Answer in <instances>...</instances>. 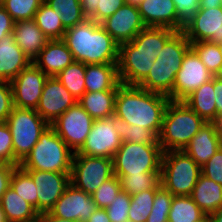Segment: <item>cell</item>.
Returning <instances> with one entry per match:
<instances>
[{
  "label": "cell",
  "instance_id": "obj_36",
  "mask_svg": "<svg viewBox=\"0 0 222 222\" xmlns=\"http://www.w3.org/2000/svg\"><path fill=\"white\" fill-rule=\"evenodd\" d=\"M121 184V191L133 196L142 191L158 189L160 184V172H143L136 175H125L118 178Z\"/></svg>",
  "mask_w": 222,
  "mask_h": 222
},
{
  "label": "cell",
  "instance_id": "obj_37",
  "mask_svg": "<svg viewBox=\"0 0 222 222\" xmlns=\"http://www.w3.org/2000/svg\"><path fill=\"white\" fill-rule=\"evenodd\" d=\"M10 187L13 188L25 201L29 202L38 212L36 185L31 175L21 166H16L14 168L10 180Z\"/></svg>",
  "mask_w": 222,
  "mask_h": 222
},
{
  "label": "cell",
  "instance_id": "obj_38",
  "mask_svg": "<svg viewBox=\"0 0 222 222\" xmlns=\"http://www.w3.org/2000/svg\"><path fill=\"white\" fill-rule=\"evenodd\" d=\"M44 1L48 3V5H50L55 12L60 14V19L65 29L72 28L76 24L86 19L82 14L80 0Z\"/></svg>",
  "mask_w": 222,
  "mask_h": 222
},
{
  "label": "cell",
  "instance_id": "obj_56",
  "mask_svg": "<svg viewBox=\"0 0 222 222\" xmlns=\"http://www.w3.org/2000/svg\"><path fill=\"white\" fill-rule=\"evenodd\" d=\"M221 5L220 0H199L200 9L216 8Z\"/></svg>",
  "mask_w": 222,
  "mask_h": 222
},
{
  "label": "cell",
  "instance_id": "obj_39",
  "mask_svg": "<svg viewBox=\"0 0 222 222\" xmlns=\"http://www.w3.org/2000/svg\"><path fill=\"white\" fill-rule=\"evenodd\" d=\"M157 189L142 191L131 196V205L128 212L129 222H146L152 210Z\"/></svg>",
  "mask_w": 222,
  "mask_h": 222
},
{
  "label": "cell",
  "instance_id": "obj_23",
  "mask_svg": "<svg viewBox=\"0 0 222 222\" xmlns=\"http://www.w3.org/2000/svg\"><path fill=\"white\" fill-rule=\"evenodd\" d=\"M31 60L15 43L13 34L0 40V80L11 82Z\"/></svg>",
  "mask_w": 222,
  "mask_h": 222
},
{
  "label": "cell",
  "instance_id": "obj_49",
  "mask_svg": "<svg viewBox=\"0 0 222 222\" xmlns=\"http://www.w3.org/2000/svg\"><path fill=\"white\" fill-rule=\"evenodd\" d=\"M124 4L125 0H99L96 11V22L101 24Z\"/></svg>",
  "mask_w": 222,
  "mask_h": 222
},
{
  "label": "cell",
  "instance_id": "obj_59",
  "mask_svg": "<svg viewBox=\"0 0 222 222\" xmlns=\"http://www.w3.org/2000/svg\"><path fill=\"white\" fill-rule=\"evenodd\" d=\"M143 0H125V4H130L132 6H138Z\"/></svg>",
  "mask_w": 222,
  "mask_h": 222
},
{
  "label": "cell",
  "instance_id": "obj_3",
  "mask_svg": "<svg viewBox=\"0 0 222 222\" xmlns=\"http://www.w3.org/2000/svg\"><path fill=\"white\" fill-rule=\"evenodd\" d=\"M205 122L184 101L170 100L159 134L162 151L183 150Z\"/></svg>",
  "mask_w": 222,
  "mask_h": 222
},
{
  "label": "cell",
  "instance_id": "obj_53",
  "mask_svg": "<svg viewBox=\"0 0 222 222\" xmlns=\"http://www.w3.org/2000/svg\"><path fill=\"white\" fill-rule=\"evenodd\" d=\"M214 98L217 110V121L222 115V81L214 77Z\"/></svg>",
  "mask_w": 222,
  "mask_h": 222
},
{
  "label": "cell",
  "instance_id": "obj_58",
  "mask_svg": "<svg viewBox=\"0 0 222 222\" xmlns=\"http://www.w3.org/2000/svg\"><path fill=\"white\" fill-rule=\"evenodd\" d=\"M208 220L210 222H222V208L213 212L209 217Z\"/></svg>",
  "mask_w": 222,
  "mask_h": 222
},
{
  "label": "cell",
  "instance_id": "obj_11",
  "mask_svg": "<svg viewBox=\"0 0 222 222\" xmlns=\"http://www.w3.org/2000/svg\"><path fill=\"white\" fill-rule=\"evenodd\" d=\"M48 77L33 62L24 68L10 82L14 107L36 110Z\"/></svg>",
  "mask_w": 222,
  "mask_h": 222
},
{
  "label": "cell",
  "instance_id": "obj_14",
  "mask_svg": "<svg viewBox=\"0 0 222 222\" xmlns=\"http://www.w3.org/2000/svg\"><path fill=\"white\" fill-rule=\"evenodd\" d=\"M96 209L91 195L70 183L48 213L60 219L85 222Z\"/></svg>",
  "mask_w": 222,
  "mask_h": 222
},
{
  "label": "cell",
  "instance_id": "obj_55",
  "mask_svg": "<svg viewBox=\"0 0 222 222\" xmlns=\"http://www.w3.org/2000/svg\"><path fill=\"white\" fill-rule=\"evenodd\" d=\"M38 220L40 222H76L74 220L60 219V218L51 216L48 212L39 214Z\"/></svg>",
  "mask_w": 222,
  "mask_h": 222
},
{
  "label": "cell",
  "instance_id": "obj_61",
  "mask_svg": "<svg viewBox=\"0 0 222 222\" xmlns=\"http://www.w3.org/2000/svg\"><path fill=\"white\" fill-rule=\"evenodd\" d=\"M217 125L219 127L220 135H222V115L219 117V119L217 121Z\"/></svg>",
  "mask_w": 222,
  "mask_h": 222
},
{
  "label": "cell",
  "instance_id": "obj_32",
  "mask_svg": "<svg viewBox=\"0 0 222 222\" xmlns=\"http://www.w3.org/2000/svg\"><path fill=\"white\" fill-rule=\"evenodd\" d=\"M109 118L113 121L114 128L117 130L122 142L160 145L159 136L153 130L141 125H129L115 114Z\"/></svg>",
  "mask_w": 222,
  "mask_h": 222
},
{
  "label": "cell",
  "instance_id": "obj_13",
  "mask_svg": "<svg viewBox=\"0 0 222 222\" xmlns=\"http://www.w3.org/2000/svg\"><path fill=\"white\" fill-rule=\"evenodd\" d=\"M121 145L122 139L110 118L94 119L90 133L77 153L112 159Z\"/></svg>",
  "mask_w": 222,
  "mask_h": 222
},
{
  "label": "cell",
  "instance_id": "obj_31",
  "mask_svg": "<svg viewBox=\"0 0 222 222\" xmlns=\"http://www.w3.org/2000/svg\"><path fill=\"white\" fill-rule=\"evenodd\" d=\"M208 216L190 196H173L168 222H206Z\"/></svg>",
  "mask_w": 222,
  "mask_h": 222
},
{
  "label": "cell",
  "instance_id": "obj_26",
  "mask_svg": "<svg viewBox=\"0 0 222 222\" xmlns=\"http://www.w3.org/2000/svg\"><path fill=\"white\" fill-rule=\"evenodd\" d=\"M190 197L209 217L222 208V185L201 174Z\"/></svg>",
  "mask_w": 222,
  "mask_h": 222
},
{
  "label": "cell",
  "instance_id": "obj_34",
  "mask_svg": "<svg viewBox=\"0 0 222 222\" xmlns=\"http://www.w3.org/2000/svg\"><path fill=\"white\" fill-rule=\"evenodd\" d=\"M34 20L49 40L63 38L66 29L61 22L60 14L55 12L45 1L41 3L38 11L35 13Z\"/></svg>",
  "mask_w": 222,
  "mask_h": 222
},
{
  "label": "cell",
  "instance_id": "obj_43",
  "mask_svg": "<svg viewBox=\"0 0 222 222\" xmlns=\"http://www.w3.org/2000/svg\"><path fill=\"white\" fill-rule=\"evenodd\" d=\"M131 205V196L120 191L113 202L105 208L111 222H129L128 212Z\"/></svg>",
  "mask_w": 222,
  "mask_h": 222
},
{
  "label": "cell",
  "instance_id": "obj_57",
  "mask_svg": "<svg viewBox=\"0 0 222 222\" xmlns=\"http://www.w3.org/2000/svg\"><path fill=\"white\" fill-rule=\"evenodd\" d=\"M168 216L150 213L146 222H168Z\"/></svg>",
  "mask_w": 222,
  "mask_h": 222
},
{
  "label": "cell",
  "instance_id": "obj_29",
  "mask_svg": "<svg viewBox=\"0 0 222 222\" xmlns=\"http://www.w3.org/2000/svg\"><path fill=\"white\" fill-rule=\"evenodd\" d=\"M184 102L206 122H217L214 77L191 93Z\"/></svg>",
  "mask_w": 222,
  "mask_h": 222
},
{
  "label": "cell",
  "instance_id": "obj_35",
  "mask_svg": "<svg viewBox=\"0 0 222 222\" xmlns=\"http://www.w3.org/2000/svg\"><path fill=\"white\" fill-rule=\"evenodd\" d=\"M78 101L86 92L85 64L74 61L55 76Z\"/></svg>",
  "mask_w": 222,
  "mask_h": 222
},
{
  "label": "cell",
  "instance_id": "obj_25",
  "mask_svg": "<svg viewBox=\"0 0 222 222\" xmlns=\"http://www.w3.org/2000/svg\"><path fill=\"white\" fill-rule=\"evenodd\" d=\"M181 65L156 64L150 69L147 77L138 85L144 90L163 94L172 101V90Z\"/></svg>",
  "mask_w": 222,
  "mask_h": 222
},
{
  "label": "cell",
  "instance_id": "obj_45",
  "mask_svg": "<svg viewBox=\"0 0 222 222\" xmlns=\"http://www.w3.org/2000/svg\"><path fill=\"white\" fill-rule=\"evenodd\" d=\"M178 16V23L184 28L200 9L199 0H173Z\"/></svg>",
  "mask_w": 222,
  "mask_h": 222
},
{
  "label": "cell",
  "instance_id": "obj_5",
  "mask_svg": "<svg viewBox=\"0 0 222 222\" xmlns=\"http://www.w3.org/2000/svg\"><path fill=\"white\" fill-rule=\"evenodd\" d=\"M201 174V167L183 150L163 152L160 184L173 196H190Z\"/></svg>",
  "mask_w": 222,
  "mask_h": 222
},
{
  "label": "cell",
  "instance_id": "obj_50",
  "mask_svg": "<svg viewBox=\"0 0 222 222\" xmlns=\"http://www.w3.org/2000/svg\"><path fill=\"white\" fill-rule=\"evenodd\" d=\"M16 165H11L0 161V201L3 194L10 187V180Z\"/></svg>",
  "mask_w": 222,
  "mask_h": 222
},
{
  "label": "cell",
  "instance_id": "obj_15",
  "mask_svg": "<svg viewBox=\"0 0 222 222\" xmlns=\"http://www.w3.org/2000/svg\"><path fill=\"white\" fill-rule=\"evenodd\" d=\"M78 101L55 77H48L36 112L50 125Z\"/></svg>",
  "mask_w": 222,
  "mask_h": 222
},
{
  "label": "cell",
  "instance_id": "obj_60",
  "mask_svg": "<svg viewBox=\"0 0 222 222\" xmlns=\"http://www.w3.org/2000/svg\"><path fill=\"white\" fill-rule=\"evenodd\" d=\"M214 77L222 81V66L219 68V71L215 74Z\"/></svg>",
  "mask_w": 222,
  "mask_h": 222
},
{
  "label": "cell",
  "instance_id": "obj_40",
  "mask_svg": "<svg viewBox=\"0 0 222 222\" xmlns=\"http://www.w3.org/2000/svg\"><path fill=\"white\" fill-rule=\"evenodd\" d=\"M191 48L197 53L205 67L215 76L222 66V54L217 44L208 41L191 43Z\"/></svg>",
  "mask_w": 222,
  "mask_h": 222
},
{
  "label": "cell",
  "instance_id": "obj_18",
  "mask_svg": "<svg viewBox=\"0 0 222 222\" xmlns=\"http://www.w3.org/2000/svg\"><path fill=\"white\" fill-rule=\"evenodd\" d=\"M101 25L120 45L132 41L144 28L145 23L136 6L124 4Z\"/></svg>",
  "mask_w": 222,
  "mask_h": 222
},
{
  "label": "cell",
  "instance_id": "obj_8",
  "mask_svg": "<svg viewBox=\"0 0 222 222\" xmlns=\"http://www.w3.org/2000/svg\"><path fill=\"white\" fill-rule=\"evenodd\" d=\"M114 176L111 158L87 156L74 153L70 173V183L87 194Z\"/></svg>",
  "mask_w": 222,
  "mask_h": 222
},
{
  "label": "cell",
  "instance_id": "obj_10",
  "mask_svg": "<svg viewBox=\"0 0 222 222\" xmlns=\"http://www.w3.org/2000/svg\"><path fill=\"white\" fill-rule=\"evenodd\" d=\"M213 77L214 75L205 67L197 53L190 48L184 55L181 67L176 74L172 101H184L191 93Z\"/></svg>",
  "mask_w": 222,
  "mask_h": 222
},
{
  "label": "cell",
  "instance_id": "obj_7",
  "mask_svg": "<svg viewBox=\"0 0 222 222\" xmlns=\"http://www.w3.org/2000/svg\"><path fill=\"white\" fill-rule=\"evenodd\" d=\"M13 141L15 158L21 163L31 152L49 124L34 109L14 107L6 120Z\"/></svg>",
  "mask_w": 222,
  "mask_h": 222
},
{
  "label": "cell",
  "instance_id": "obj_51",
  "mask_svg": "<svg viewBox=\"0 0 222 222\" xmlns=\"http://www.w3.org/2000/svg\"><path fill=\"white\" fill-rule=\"evenodd\" d=\"M14 20L0 3V40L13 32Z\"/></svg>",
  "mask_w": 222,
  "mask_h": 222
},
{
  "label": "cell",
  "instance_id": "obj_16",
  "mask_svg": "<svg viewBox=\"0 0 222 222\" xmlns=\"http://www.w3.org/2000/svg\"><path fill=\"white\" fill-rule=\"evenodd\" d=\"M183 32L190 43L208 41L222 42V7L199 9Z\"/></svg>",
  "mask_w": 222,
  "mask_h": 222
},
{
  "label": "cell",
  "instance_id": "obj_52",
  "mask_svg": "<svg viewBox=\"0 0 222 222\" xmlns=\"http://www.w3.org/2000/svg\"><path fill=\"white\" fill-rule=\"evenodd\" d=\"M99 0H80L82 14L87 19H92L96 22V11Z\"/></svg>",
  "mask_w": 222,
  "mask_h": 222
},
{
  "label": "cell",
  "instance_id": "obj_30",
  "mask_svg": "<svg viewBox=\"0 0 222 222\" xmlns=\"http://www.w3.org/2000/svg\"><path fill=\"white\" fill-rule=\"evenodd\" d=\"M177 31L166 27H146L131 41L142 53L157 54Z\"/></svg>",
  "mask_w": 222,
  "mask_h": 222
},
{
  "label": "cell",
  "instance_id": "obj_47",
  "mask_svg": "<svg viewBox=\"0 0 222 222\" xmlns=\"http://www.w3.org/2000/svg\"><path fill=\"white\" fill-rule=\"evenodd\" d=\"M14 108L12 87L9 81L0 80V121L6 122Z\"/></svg>",
  "mask_w": 222,
  "mask_h": 222
},
{
  "label": "cell",
  "instance_id": "obj_12",
  "mask_svg": "<svg viewBox=\"0 0 222 222\" xmlns=\"http://www.w3.org/2000/svg\"><path fill=\"white\" fill-rule=\"evenodd\" d=\"M157 54H146L130 41L119 45L118 75L121 84L139 85L149 74Z\"/></svg>",
  "mask_w": 222,
  "mask_h": 222
},
{
  "label": "cell",
  "instance_id": "obj_20",
  "mask_svg": "<svg viewBox=\"0 0 222 222\" xmlns=\"http://www.w3.org/2000/svg\"><path fill=\"white\" fill-rule=\"evenodd\" d=\"M146 27H166L183 31L173 0H143L138 6Z\"/></svg>",
  "mask_w": 222,
  "mask_h": 222
},
{
  "label": "cell",
  "instance_id": "obj_54",
  "mask_svg": "<svg viewBox=\"0 0 222 222\" xmlns=\"http://www.w3.org/2000/svg\"><path fill=\"white\" fill-rule=\"evenodd\" d=\"M85 222H111L103 208H97Z\"/></svg>",
  "mask_w": 222,
  "mask_h": 222
},
{
  "label": "cell",
  "instance_id": "obj_33",
  "mask_svg": "<svg viewBox=\"0 0 222 222\" xmlns=\"http://www.w3.org/2000/svg\"><path fill=\"white\" fill-rule=\"evenodd\" d=\"M191 43L183 31H177L164 45L159 56L154 60L156 64L181 65Z\"/></svg>",
  "mask_w": 222,
  "mask_h": 222
},
{
  "label": "cell",
  "instance_id": "obj_17",
  "mask_svg": "<svg viewBox=\"0 0 222 222\" xmlns=\"http://www.w3.org/2000/svg\"><path fill=\"white\" fill-rule=\"evenodd\" d=\"M32 177L38 196V213H46L54 206L70 184V173L26 170Z\"/></svg>",
  "mask_w": 222,
  "mask_h": 222
},
{
  "label": "cell",
  "instance_id": "obj_41",
  "mask_svg": "<svg viewBox=\"0 0 222 222\" xmlns=\"http://www.w3.org/2000/svg\"><path fill=\"white\" fill-rule=\"evenodd\" d=\"M44 0H0L1 5L10 14L14 22L34 19Z\"/></svg>",
  "mask_w": 222,
  "mask_h": 222
},
{
  "label": "cell",
  "instance_id": "obj_21",
  "mask_svg": "<svg viewBox=\"0 0 222 222\" xmlns=\"http://www.w3.org/2000/svg\"><path fill=\"white\" fill-rule=\"evenodd\" d=\"M74 57L62 39L49 40L33 63L47 76H56L73 63Z\"/></svg>",
  "mask_w": 222,
  "mask_h": 222
},
{
  "label": "cell",
  "instance_id": "obj_44",
  "mask_svg": "<svg viewBox=\"0 0 222 222\" xmlns=\"http://www.w3.org/2000/svg\"><path fill=\"white\" fill-rule=\"evenodd\" d=\"M0 161L20 166L15 158L11 131L6 122L0 121Z\"/></svg>",
  "mask_w": 222,
  "mask_h": 222
},
{
  "label": "cell",
  "instance_id": "obj_1",
  "mask_svg": "<svg viewBox=\"0 0 222 222\" xmlns=\"http://www.w3.org/2000/svg\"><path fill=\"white\" fill-rule=\"evenodd\" d=\"M170 98L144 90L138 85L120 84L115 99L114 114L129 125H141L158 136Z\"/></svg>",
  "mask_w": 222,
  "mask_h": 222
},
{
  "label": "cell",
  "instance_id": "obj_64",
  "mask_svg": "<svg viewBox=\"0 0 222 222\" xmlns=\"http://www.w3.org/2000/svg\"><path fill=\"white\" fill-rule=\"evenodd\" d=\"M220 137H221V146L220 147L222 148V135H220Z\"/></svg>",
  "mask_w": 222,
  "mask_h": 222
},
{
  "label": "cell",
  "instance_id": "obj_62",
  "mask_svg": "<svg viewBox=\"0 0 222 222\" xmlns=\"http://www.w3.org/2000/svg\"><path fill=\"white\" fill-rule=\"evenodd\" d=\"M0 222H7L1 206H0Z\"/></svg>",
  "mask_w": 222,
  "mask_h": 222
},
{
  "label": "cell",
  "instance_id": "obj_28",
  "mask_svg": "<svg viewBox=\"0 0 222 222\" xmlns=\"http://www.w3.org/2000/svg\"><path fill=\"white\" fill-rule=\"evenodd\" d=\"M117 90L85 92L78 100L82 108L93 118H109L115 112Z\"/></svg>",
  "mask_w": 222,
  "mask_h": 222
},
{
  "label": "cell",
  "instance_id": "obj_24",
  "mask_svg": "<svg viewBox=\"0 0 222 222\" xmlns=\"http://www.w3.org/2000/svg\"><path fill=\"white\" fill-rule=\"evenodd\" d=\"M86 92L117 90L120 83L118 63L85 64Z\"/></svg>",
  "mask_w": 222,
  "mask_h": 222
},
{
  "label": "cell",
  "instance_id": "obj_2",
  "mask_svg": "<svg viewBox=\"0 0 222 222\" xmlns=\"http://www.w3.org/2000/svg\"><path fill=\"white\" fill-rule=\"evenodd\" d=\"M62 40L74 60L84 64L118 63L119 44L92 19H84L66 29Z\"/></svg>",
  "mask_w": 222,
  "mask_h": 222
},
{
  "label": "cell",
  "instance_id": "obj_6",
  "mask_svg": "<svg viewBox=\"0 0 222 222\" xmlns=\"http://www.w3.org/2000/svg\"><path fill=\"white\" fill-rule=\"evenodd\" d=\"M163 151L160 145L122 142L112 158L114 175L160 172Z\"/></svg>",
  "mask_w": 222,
  "mask_h": 222
},
{
  "label": "cell",
  "instance_id": "obj_22",
  "mask_svg": "<svg viewBox=\"0 0 222 222\" xmlns=\"http://www.w3.org/2000/svg\"><path fill=\"white\" fill-rule=\"evenodd\" d=\"M12 34L15 43L31 62H33L49 41V38L36 25L34 19L14 22Z\"/></svg>",
  "mask_w": 222,
  "mask_h": 222
},
{
  "label": "cell",
  "instance_id": "obj_19",
  "mask_svg": "<svg viewBox=\"0 0 222 222\" xmlns=\"http://www.w3.org/2000/svg\"><path fill=\"white\" fill-rule=\"evenodd\" d=\"M217 122H205L183 151L202 167L220 148Z\"/></svg>",
  "mask_w": 222,
  "mask_h": 222
},
{
  "label": "cell",
  "instance_id": "obj_48",
  "mask_svg": "<svg viewBox=\"0 0 222 222\" xmlns=\"http://www.w3.org/2000/svg\"><path fill=\"white\" fill-rule=\"evenodd\" d=\"M172 200L173 195L168 190L160 186L155 192L151 213L169 215Z\"/></svg>",
  "mask_w": 222,
  "mask_h": 222
},
{
  "label": "cell",
  "instance_id": "obj_46",
  "mask_svg": "<svg viewBox=\"0 0 222 222\" xmlns=\"http://www.w3.org/2000/svg\"><path fill=\"white\" fill-rule=\"evenodd\" d=\"M202 175L222 185V148L201 167Z\"/></svg>",
  "mask_w": 222,
  "mask_h": 222
},
{
  "label": "cell",
  "instance_id": "obj_27",
  "mask_svg": "<svg viewBox=\"0 0 222 222\" xmlns=\"http://www.w3.org/2000/svg\"><path fill=\"white\" fill-rule=\"evenodd\" d=\"M0 206L7 222H35L39 217L35 208L11 187L3 194Z\"/></svg>",
  "mask_w": 222,
  "mask_h": 222
},
{
  "label": "cell",
  "instance_id": "obj_63",
  "mask_svg": "<svg viewBox=\"0 0 222 222\" xmlns=\"http://www.w3.org/2000/svg\"><path fill=\"white\" fill-rule=\"evenodd\" d=\"M217 45H218V47H219V49L221 51V54H222V42L218 43Z\"/></svg>",
  "mask_w": 222,
  "mask_h": 222
},
{
  "label": "cell",
  "instance_id": "obj_42",
  "mask_svg": "<svg viewBox=\"0 0 222 222\" xmlns=\"http://www.w3.org/2000/svg\"><path fill=\"white\" fill-rule=\"evenodd\" d=\"M120 191V180L116 175H114L103 184H101L91 195V197L94 200L97 208L105 209L113 202Z\"/></svg>",
  "mask_w": 222,
  "mask_h": 222
},
{
  "label": "cell",
  "instance_id": "obj_4",
  "mask_svg": "<svg viewBox=\"0 0 222 222\" xmlns=\"http://www.w3.org/2000/svg\"><path fill=\"white\" fill-rule=\"evenodd\" d=\"M73 156L74 152L49 125L20 166L24 170L71 173Z\"/></svg>",
  "mask_w": 222,
  "mask_h": 222
},
{
  "label": "cell",
  "instance_id": "obj_9",
  "mask_svg": "<svg viewBox=\"0 0 222 222\" xmlns=\"http://www.w3.org/2000/svg\"><path fill=\"white\" fill-rule=\"evenodd\" d=\"M93 122L94 119L77 102L50 125L67 146L76 153L84 145Z\"/></svg>",
  "mask_w": 222,
  "mask_h": 222
}]
</instances>
